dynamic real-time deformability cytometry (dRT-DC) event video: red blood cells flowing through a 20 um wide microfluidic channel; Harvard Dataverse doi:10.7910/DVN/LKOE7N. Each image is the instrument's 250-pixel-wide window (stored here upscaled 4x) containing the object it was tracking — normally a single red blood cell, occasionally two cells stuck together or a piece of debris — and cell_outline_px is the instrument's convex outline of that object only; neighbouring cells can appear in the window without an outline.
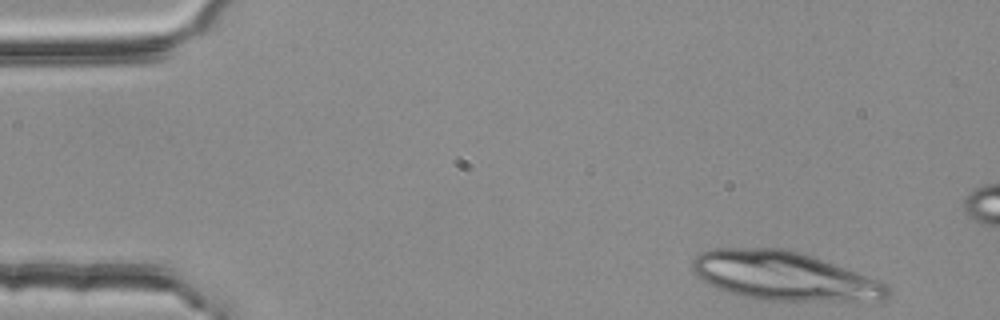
{"species": "common noctule bat (a hibernating species)", "species_latin": "Nyctalus noctula", "temperature_condition": "room temperature", "stored_images_in_passage": 12, "camera_frame_rate_fps": 3000, "um_per_image_px": 0.085, "animal": {"sex": "female", "body_mass_g": 25.1}, "frame": {"image": 1, "passage_image": 1, "time_ms": 0.0, "image_size_px": [1000, 320], "cell_outline_px": [[888, 296], [884, 300], [760, 300], [728, 292], [716, 288], [708, 284], [696, 276], [692, 268], [692, 260], [700, 252], [712, 248], [784, 248], [804, 252], [876, 280], [884, 284], [888, 288]], "centroid_in_image_um": [66.55, 23.44], "position_along_channel_um": 18.4, "area_um2": 55.08}}